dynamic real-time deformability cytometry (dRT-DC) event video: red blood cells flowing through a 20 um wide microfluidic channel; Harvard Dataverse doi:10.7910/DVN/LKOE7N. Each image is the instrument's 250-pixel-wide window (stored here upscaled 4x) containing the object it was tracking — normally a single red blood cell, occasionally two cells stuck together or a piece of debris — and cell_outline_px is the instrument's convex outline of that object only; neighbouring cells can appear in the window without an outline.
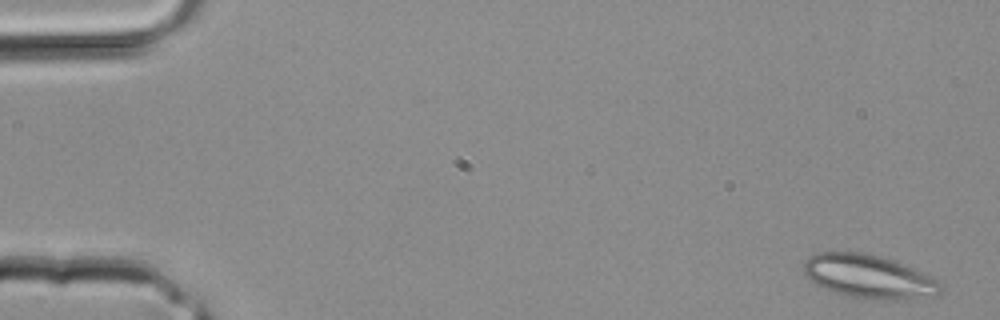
{"species": "common noctule bat (a hibernating species)", "species_latin": "Nyctalus noctula", "temperature_condition": "room temperature", "stored_images_in_passage": 4, "camera_frame_rate_fps": 3000, "um_per_image_px": 0.085, "animal": {"sex": "male", "body_mass_g": 20.4}, "frame": {"image": 1, "passage_image": 1, "time_ms": 0.0, "image_size_px": [1000, 320], "cell_outline_px": [[940, 292], [936, 296], [884, 300], [852, 296], [836, 292], [824, 288], [816, 284], [804, 272], [804, 260], [808, 256], [816, 252], [868, 252], [892, 260], [924, 272], [940, 280]], "centroid_in_image_um": [73.86, 23.48], "position_along_channel_um": 11.1, "area_um2": 34.51}}